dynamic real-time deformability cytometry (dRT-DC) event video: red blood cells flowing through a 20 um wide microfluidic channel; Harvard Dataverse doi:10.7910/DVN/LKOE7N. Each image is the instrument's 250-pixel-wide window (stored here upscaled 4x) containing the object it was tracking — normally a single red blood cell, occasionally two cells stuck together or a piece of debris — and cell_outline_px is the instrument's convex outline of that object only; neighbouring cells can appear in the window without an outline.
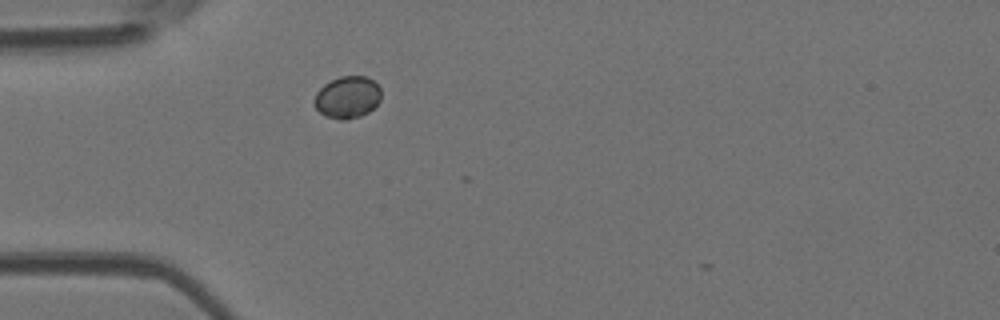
{"species": "Egyptian fruit bat (a non-hibernating species)", "species_latin": "Rousettus aegyptiacus", "temperature_condition": "room temperature", "stored_images_in_passage": 4, "camera_frame_rate_fps": 3000, "um_per_image_px": 0.085, "animal": {"sex": "female"}, "frame": {"image": 1, "passage_image": 2, "time_ms": 0.333, "image_size_px": [1000, 320], "cell_outline_px": [[380, 100], [368, 112], [360, 116], [348, 120], [340, 120], [324, 116], [316, 108], [316, 92], [324, 84], [340, 76], [364, 76], [372, 80], [380, 88]], "centroid_in_image_um": [29.53, 8.28], "position_along_channel_um": 55.5, "area_um2": 16.18}}